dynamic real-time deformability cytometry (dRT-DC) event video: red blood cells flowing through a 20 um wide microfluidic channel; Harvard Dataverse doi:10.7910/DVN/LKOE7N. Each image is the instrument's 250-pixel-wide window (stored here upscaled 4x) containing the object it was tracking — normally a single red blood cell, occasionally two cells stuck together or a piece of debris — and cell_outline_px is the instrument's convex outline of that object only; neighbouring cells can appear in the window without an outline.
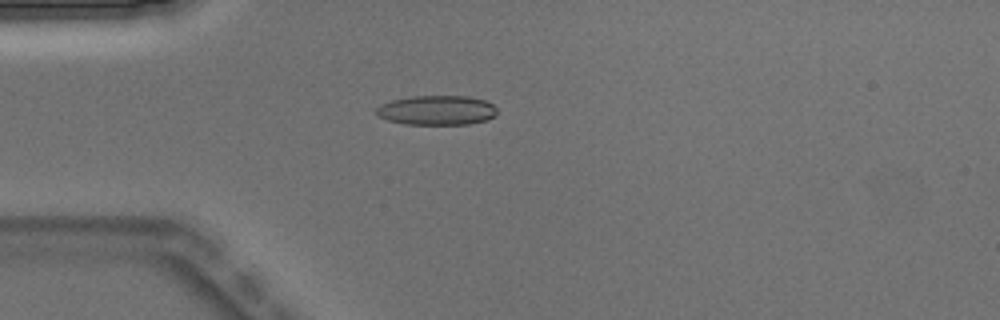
{"species": "Egyptian fruit bat (a non-hibernating species)", "species_latin": "Rousettus aegyptiacus", "temperature_condition": "warm", "stored_images_in_passage": 3, "camera_frame_rate_fps": 3000, "um_per_image_px": 0.085, "animal": {"sex": "male"}, "frame": {"image": 1, "passage_image": 3, "time_ms": 0.667, "image_size_px": [1000, 320], "cell_outline_px": [[496, 116], [488, 120], [468, 124], [404, 124], [388, 120], [376, 116], [372, 112], [380, 104], [392, 100], [408, 96], [468, 96], [484, 100], [492, 104], [496, 108]], "centroid_in_image_um": [37.08, 9.37], "position_along_channel_um": 47.9, "area_um2": 21.1}}